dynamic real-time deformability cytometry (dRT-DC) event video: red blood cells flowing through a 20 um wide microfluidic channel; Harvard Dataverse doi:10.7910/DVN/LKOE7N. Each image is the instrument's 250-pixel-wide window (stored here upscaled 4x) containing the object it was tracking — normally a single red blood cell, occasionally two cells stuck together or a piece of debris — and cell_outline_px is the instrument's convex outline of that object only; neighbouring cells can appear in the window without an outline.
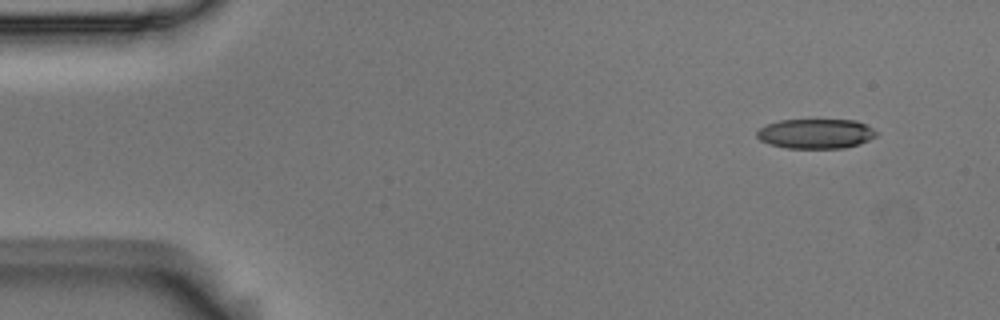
{"species": "Egyptian fruit bat (a non-hibernating species)", "species_latin": "Rousettus aegyptiacus", "temperature_condition": "room temperature", "stored_images_in_passage": 6, "segment_of_instrument_passage": [2, 2], "camera_frame_rate_fps": 3000, "um_per_image_px": 0.085, "animal": {"sex": "male"}, "frame": {"image": 1, "passage_image": 6, "time_ms": 1.667, "image_size_px": [1000, 320], "cell_outline_px": [[880, 132], [876, 136], [860, 144], [844, 148], [788, 148], [768, 144], [760, 140], [756, 136], [756, 132], [760, 128], [768, 124], [780, 120], [856, 120]], "centroid_in_image_um": [69.35, 11.37], "position_along_channel_um": 15.6, "area_um2": 20.75}}